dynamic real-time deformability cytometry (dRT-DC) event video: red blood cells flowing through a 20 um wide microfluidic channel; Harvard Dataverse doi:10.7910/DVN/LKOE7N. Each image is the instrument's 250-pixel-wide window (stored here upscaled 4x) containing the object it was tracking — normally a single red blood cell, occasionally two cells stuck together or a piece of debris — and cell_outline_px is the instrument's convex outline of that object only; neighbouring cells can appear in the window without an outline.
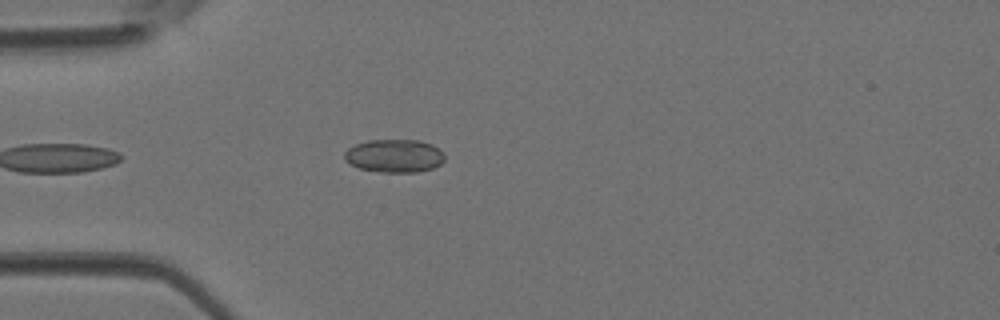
{"species": "Egyptian fruit bat (a non-hibernating species)", "species_latin": "Rousettus aegyptiacus", "temperature_condition": "room temperature", "stored_images_in_passage": 10, "camera_frame_rate_fps": 3000, "um_per_image_px": 0.085, "animal": {"sex": "female"}, "frame": {"image": 1, "passage_image": 4, "time_ms": 1.0, "image_size_px": [1000, 320], "cell_outline_px": [[444, 160], [440, 164], [432, 168], [416, 172], [380, 172], [360, 168], [344, 160], [344, 152], [348, 148], [356, 144], [368, 140], [420, 140], [432, 144], [440, 148], [444, 152]], "centroid_in_image_um": [33.54, 13.24], "position_along_channel_um": 51.5, "area_um2": 19.42}}